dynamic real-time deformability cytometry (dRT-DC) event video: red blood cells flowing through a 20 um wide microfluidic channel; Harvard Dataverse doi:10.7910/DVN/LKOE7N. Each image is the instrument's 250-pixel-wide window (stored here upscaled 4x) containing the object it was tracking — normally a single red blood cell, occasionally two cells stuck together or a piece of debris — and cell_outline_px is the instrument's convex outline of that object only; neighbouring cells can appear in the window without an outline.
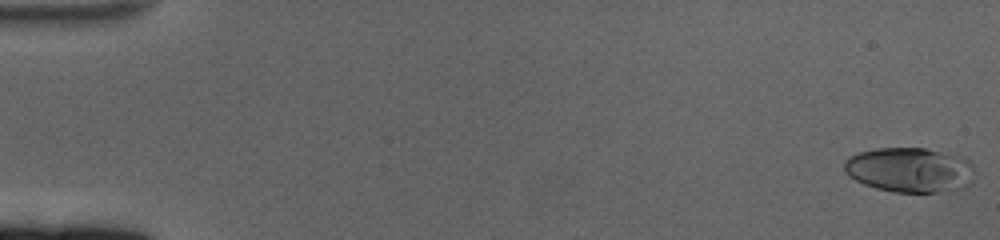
{"species": "human", "species_latin": "Homo sapiens", "temperature_condition": "cold", "stored_images_in_passage": 61, "camera_frame_rate_fps": 3000, "um_per_image_px": 0.085, "donor": {"sex": "female"}, "frame": {"image": 1, "passage_image": 1, "time_ms": 0.0, "image_size_px": [1000, 240], "cell_outline_px": [[972, 180], [964, 188], [936, 192], [896, 192], [876, 188], [864, 184], [848, 176], [844, 168], [844, 160], [848, 156], [856, 152], [876, 148], [924, 148], [960, 156], [968, 160], [972, 164]], "centroid_in_image_um": [77.28, 14.43], "position_along_channel_um": 7.7, "area_um2": 34.1}}
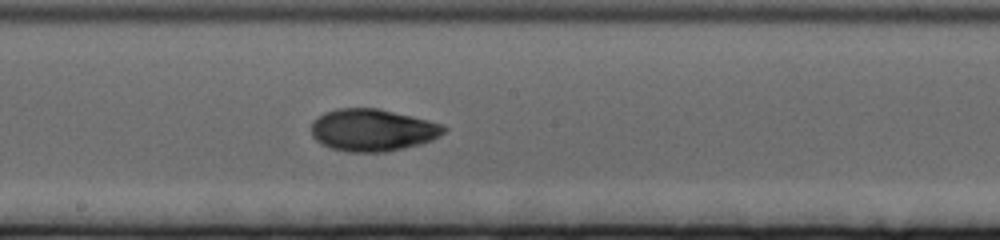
{"frame": {"image": 2, "passage_image": 34, "time_ms": 11.0, "image_size_px": [1000, 240], "cell_outline_px": [[448, 128], [440, 136], [432, 140], [420, 144], [404, 148], [384, 152], [348, 152], [332, 148], [320, 144], [312, 136], [312, 120], [324, 112], [336, 108], [376, 108], [412, 116], [444, 124]], "centroid_in_image_um": [31.66, 11.05], "position_along_channel_um": 216.5, "area_um2": 32.77}}
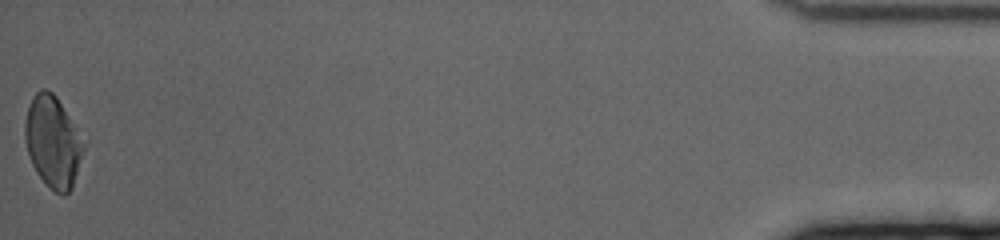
{"frame": {"image": 3, "passage_image": 61, "time_ms": 20.0, "image_size_px": [1000, 240], "cell_outline_px": [[88, 144], [72, 188], [64, 196], [56, 192], [36, 172], [32, 164], [24, 140], [24, 124], [28, 104], [32, 96], [40, 88], [44, 88], [52, 92], [56, 96], [88, 140]], "centroid_in_image_um": [4.55, 12.01], "position_along_channel_um": 430.6, "area_um2": 32.19}, "authors_computed_cell_mechanics": {"area_um2": 31.7322, "velocity_mm_per_s": 3.3688, "shape_relaxation_time_tau1_ms": 5.571, "shape_relaxation_time_tau2_ms": 2.726, "deformation_change_tau1": 0.2117, "deformation_change_tau2": 0.0342}}